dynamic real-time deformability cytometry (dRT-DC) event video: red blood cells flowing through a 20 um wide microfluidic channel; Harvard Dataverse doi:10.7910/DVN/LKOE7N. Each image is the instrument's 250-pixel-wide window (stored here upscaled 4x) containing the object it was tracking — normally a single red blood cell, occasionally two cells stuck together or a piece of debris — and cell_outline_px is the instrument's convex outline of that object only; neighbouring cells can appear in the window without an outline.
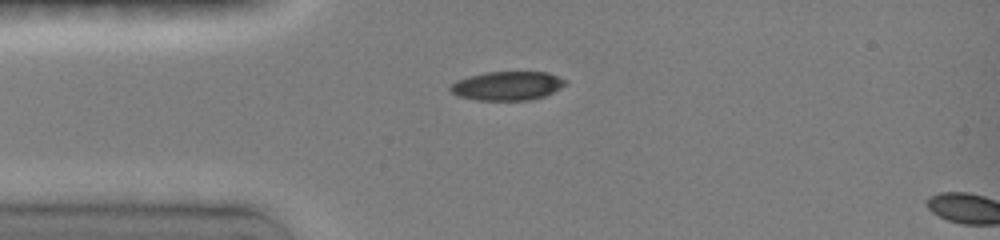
{"species": "common noctule bat (a hibernating species)", "species_latin": "Nyctalus noctula", "temperature_condition": "room temperature", "stored_images_in_passage": 4, "camera_frame_rate_fps": 3000, "um_per_image_px": 0.085, "animal": {"sex": "female", "body_mass_g": 19.0, "forearm_length_mm": 51.5}, "frame": {"image": 1, "passage_image": 1, "time_ms": 0.0, "image_size_px": [1000, 240], "cell_outline_px": [[568, 84], [544, 96], [532, 100], [476, 100], [460, 96], [452, 92], [448, 88], [456, 80], [488, 72], [544, 72], [568, 80]], "centroid_in_image_um": [43.15, 7.3], "position_along_channel_um": 41.9, "area_um2": 19.19}}